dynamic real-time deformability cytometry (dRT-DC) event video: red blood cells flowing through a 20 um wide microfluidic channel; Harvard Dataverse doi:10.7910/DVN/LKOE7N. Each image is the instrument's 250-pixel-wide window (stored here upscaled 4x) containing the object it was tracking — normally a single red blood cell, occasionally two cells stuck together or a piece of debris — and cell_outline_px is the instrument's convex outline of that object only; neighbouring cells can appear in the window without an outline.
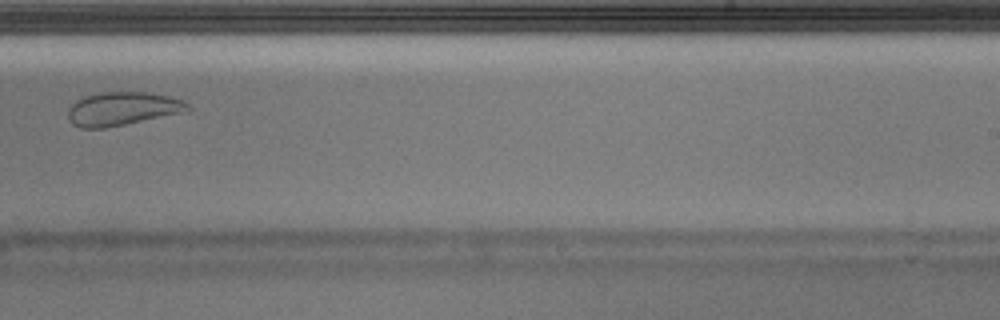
{"species": "Egyptian fruit bat (a non-hibernating species)", "species_latin": "Rousettus aegyptiacus", "temperature_condition": "warm", "stored_images_in_passage": 37, "camera_frame_rate_fps": 3000, "um_per_image_px": 0.085, "animal": {"sex": "male"}, "frame": {"image": 1, "passage_image": 22, "time_ms": 7.0, "image_size_px": [1000, 320], "cell_outline_px": [[192, 108], [188, 112], [104, 128], [80, 128], [72, 124], [68, 116], [68, 108], [76, 100], [84, 96], [100, 92], [148, 92], [172, 96], [184, 100]], "centroid_in_image_um": [10.45, 9.23], "position_along_channel_um": 278.5, "area_um2": 23.7}}